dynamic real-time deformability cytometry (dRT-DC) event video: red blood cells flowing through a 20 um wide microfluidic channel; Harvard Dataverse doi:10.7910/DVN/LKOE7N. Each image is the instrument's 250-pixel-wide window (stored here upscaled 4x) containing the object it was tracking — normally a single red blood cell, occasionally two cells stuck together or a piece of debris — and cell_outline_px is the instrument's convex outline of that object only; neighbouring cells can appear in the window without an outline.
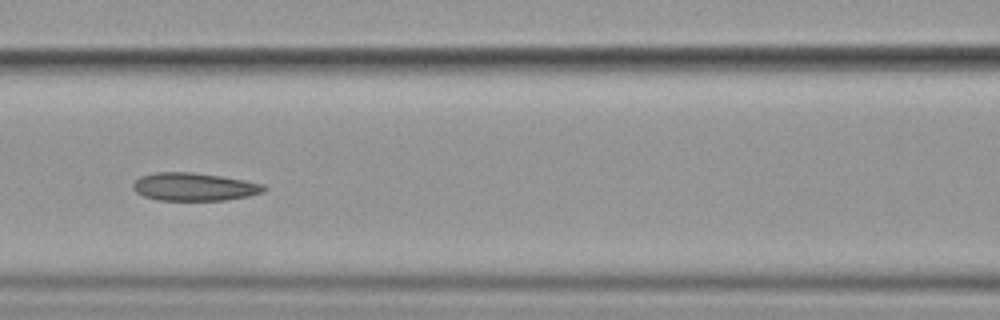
{"species": "common noctule bat (a hibernating species)", "species_latin": "Nyctalus noctula", "temperature_condition": "cold", "stored_images_in_passage": 8, "camera_frame_rate_fps": 3000, "um_per_image_px": 0.085, "animal": {"sex": "female", "body_mass_g": 19.9}, "frame": {"image": 1, "passage_image": 7, "time_ms": 7.667, "image_size_px": [1000, 320], "cell_outline_px": [[268, 188], [264, 192], [248, 196], [224, 200], [160, 200], [144, 196], [136, 192], [132, 188], [132, 184], [140, 176], [156, 172], [192, 172], [220, 176], [264, 184]], "centroid_in_image_um": [16.5, 15.87], "position_along_channel_um": 150.1, "area_um2": 21.27}}
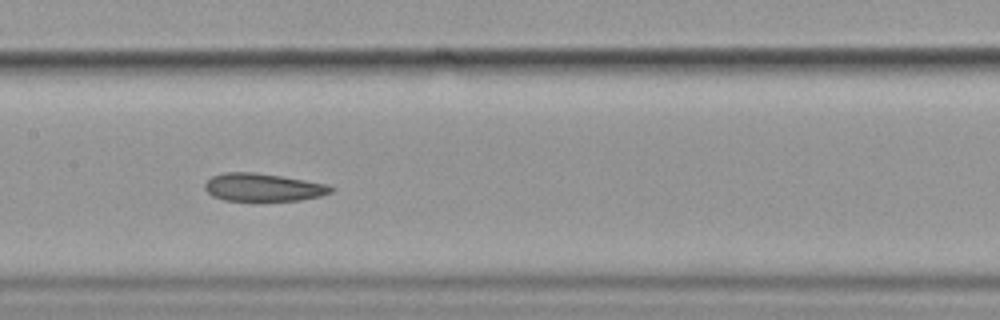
{"frame": {"image": 2, "passage_image": 8, "time_ms": 8.667, "image_size_px": [1000, 320], "cell_outline_px": [[332, 192], [320, 196], [300, 200], [224, 200], [212, 196], [204, 188], [204, 184], [212, 176], [224, 172], [256, 172], [328, 184], [332, 188]], "centroid_in_image_um": [22.33, 15.91], "position_along_channel_um": 185.1, "area_um2": 20.29}}